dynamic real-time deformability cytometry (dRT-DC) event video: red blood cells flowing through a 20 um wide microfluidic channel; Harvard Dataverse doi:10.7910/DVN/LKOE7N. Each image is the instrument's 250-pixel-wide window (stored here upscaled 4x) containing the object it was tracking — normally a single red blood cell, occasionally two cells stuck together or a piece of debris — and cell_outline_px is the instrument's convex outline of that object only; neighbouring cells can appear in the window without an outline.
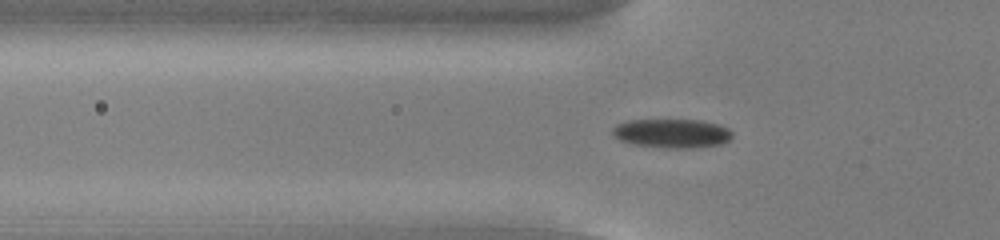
{"species": "common noctule bat (a hibernating species)", "species_latin": "Nyctalus noctula", "temperature_condition": "cold", "stored_images_in_passage": 55, "camera_frame_rate_fps": 3000, "um_per_image_px": 0.085, "animal": {"sex": "male", "body_mass_g": 13.0, "forearm_length_mm": 53.1}, "frame": {"image": 1, "passage_image": 19, "time_ms": 6.0, "image_size_px": [1000, 240], "cell_outline_px": [[732, 136], [728, 140], [720, 144], [696, 148], [668, 148], [632, 144], [620, 140], [612, 136], [612, 128], [616, 124], [628, 120], [700, 120], [720, 124], [728, 128], [732, 132]], "centroid_in_image_um": [57.1, 11.33], "position_along_channel_um": 68.7, "area_um2": 20.4}}
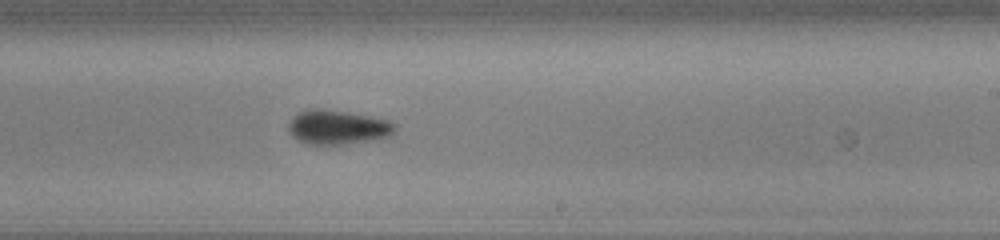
{"frame": {"image": 2, "passage_image": 34, "time_ms": 11.0, "image_size_px": [1000, 240], "cell_outline_px": [[396, 128], [388, 136], [380, 140], [344, 144], [308, 144], [292, 136], [288, 132], [288, 124], [300, 112], [312, 108], [324, 108], [348, 112], [388, 120], [396, 124]], "centroid_in_image_um": [28.73, 10.82], "position_along_channel_um": 260.3, "area_um2": 21.27}}
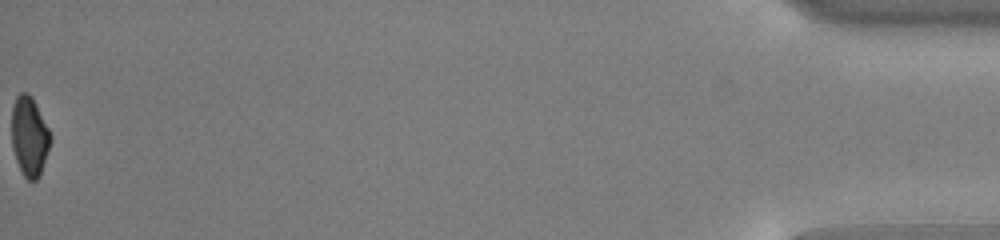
{"frame": {"image": 3, "passage_image": 55, "time_ms": 18.0, "image_size_px": [1000, 240], "cell_outline_px": [[52, 136], [40, 176], [36, 180], [28, 180], [24, 176], [16, 160], [12, 148], [12, 108], [16, 96], [20, 92], [28, 92], [32, 96]], "centroid_in_image_um": [2.49, 11.57], "position_along_channel_um": 432.7, "area_um2": 17.92}, "authors_computed_cell_mechanics": {"area_um2": 19.7098, "velocity_mm_per_s": 3.8601, "shape_relaxation_time_tau1_ms": 2.0029, "shape_relaxation_time_tau2_ms": 3.4457, "deformation_change_tau1": 0.0842, "deformation_change_tau2": 0.0849}}